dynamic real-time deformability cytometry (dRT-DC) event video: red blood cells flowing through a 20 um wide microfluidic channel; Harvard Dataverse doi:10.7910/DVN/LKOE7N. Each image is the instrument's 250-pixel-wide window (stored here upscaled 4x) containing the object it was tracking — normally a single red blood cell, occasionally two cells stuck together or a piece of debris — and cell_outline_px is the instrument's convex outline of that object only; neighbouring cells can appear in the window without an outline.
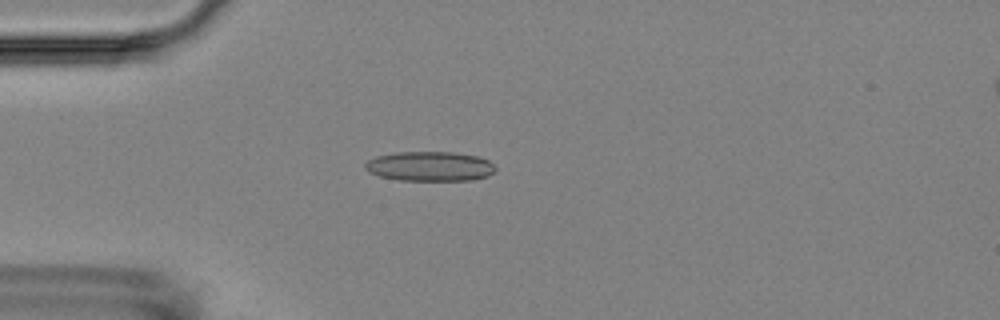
{"species": "Egyptian fruit bat (a non-hibernating species)", "species_latin": "Rousettus aegyptiacus", "temperature_condition": "room temperature", "stored_images_in_passage": 7, "camera_frame_rate_fps": 3000, "um_per_image_px": 0.085, "animal": {"sex": "female"}, "frame": {"image": 1, "passage_image": 4, "time_ms": 3.667, "image_size_px": [1000, 320], "cell_outline_px": [[496, 168], [488, 176], [472, 180], [400, 180], [380, 176], [368, 172], [364, 168], [364, 164], [368, 160], [376, 156], [396, 152], [452, 152], [476, 156], [488, 160]], "centroid_in_image_um": [36.5, 14.13], "position_along_channel_um": 48.5, "area_um2": 22.43}}
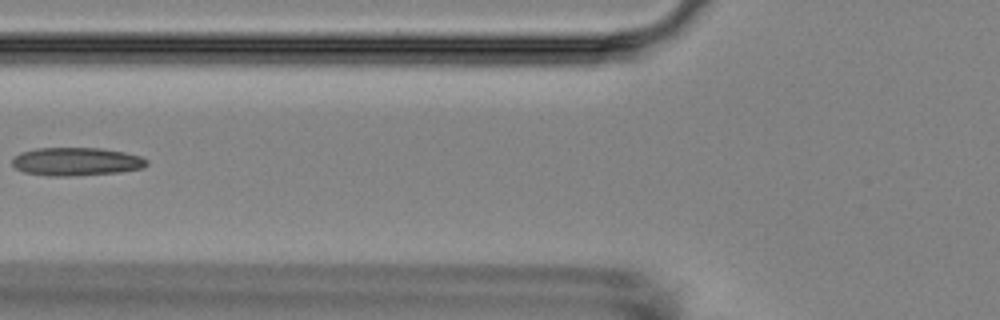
{"frame": {"image": 2, "passage_image": 6, "time_ms": 6.0, "image_size_px": [1000, 320], "cell_outline_px": [[148, 164], [144, 168], [120, 172], [72, 176], [48, 176], [24, 172], [16, 168], [12, 164], [12, 160], [20, 152], [36, 148], [100, 148], [124, 152], [140, 156], [148, 160]], "centroid_in_image_um": [6.5, 13.74], "position_along_channel_um": 119.3, "area_um2": 22.2}}